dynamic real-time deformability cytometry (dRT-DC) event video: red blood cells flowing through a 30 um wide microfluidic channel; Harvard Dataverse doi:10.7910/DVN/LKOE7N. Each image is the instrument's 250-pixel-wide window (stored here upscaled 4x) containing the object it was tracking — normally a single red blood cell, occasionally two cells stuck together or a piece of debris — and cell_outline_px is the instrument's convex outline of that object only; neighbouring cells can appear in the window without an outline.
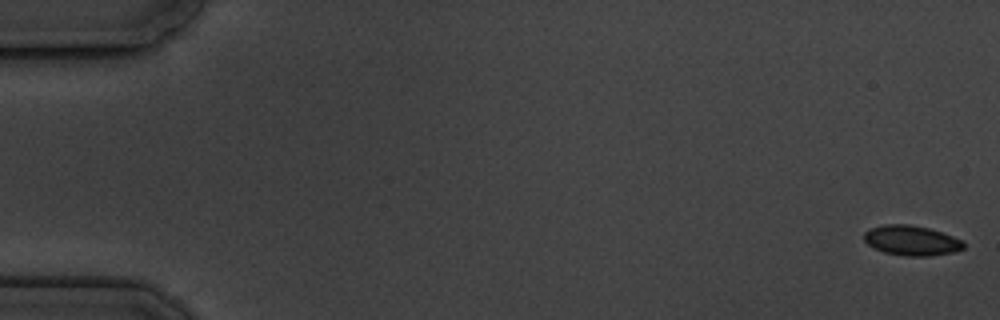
{"species": "common noctule bat (a hibernating species)", "species_latin": "Nyctalus noctula", "temperature_condition": "cold", "stored_images_in_passage": 17, "camera_frame_rate_fps": 3000, "um_per_image_px": 0.085, "animal": {"sex": "male", "body_mass_g": 19.5, "forearm_length_mm": 54.6}, "frame": {"image": 1, "passage_image": 1, "time_ms": 0.0, "image_size_px": [1000, 320], "cell_outline_px": [[964, 248], [952, 252], [928, 256], [904, 256], [884, 252], [872, 248], [864, 240], [864, 232], [872, 228], [884, 224], [908, 224], [928, 228], [952, 236], [960, 240], [964, 244]], "centroid_in_image_um": [77.43, 20.44], "position_along_channel_um": 7.6, "area_um2": 17.22}}
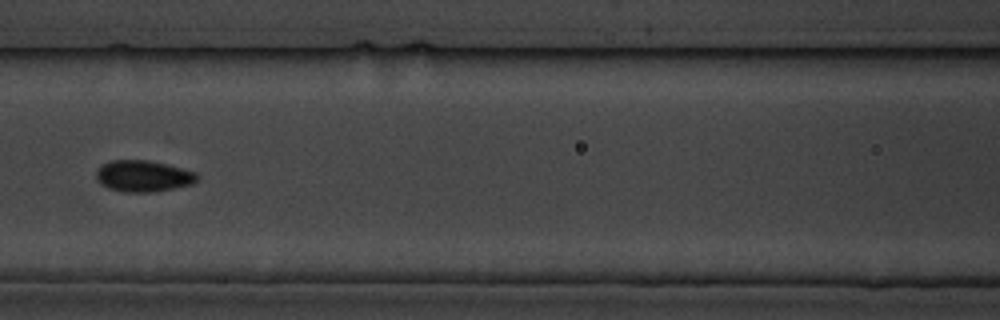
{"frame": {"image": 2, "passage_image": 8, "time_ms": 8.333, "image_size_px": [1000, 320], "cell_outline_px": [[200, 176], [192, 184], [152, 192], [124, 192], [108, 188], [100, 184], [96, 176], [96, 172], [104, 164], [112, 160], [148, 160], [196, 172]], "centroid_in_image_um": [12.17, 14.97], "position_along_channel_um": 154.4, "area_um2": 18.21}}
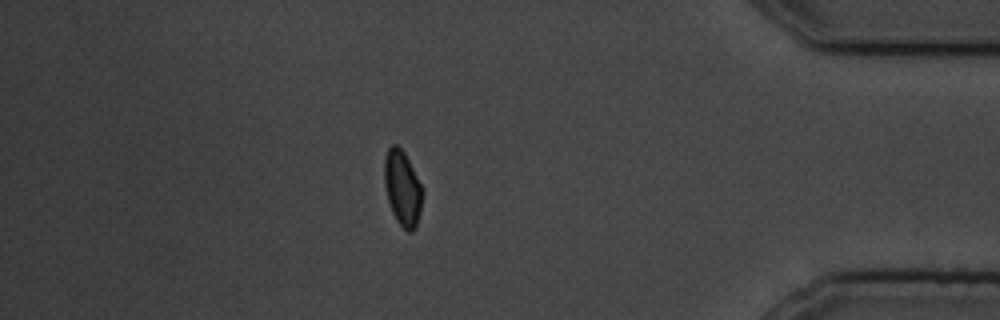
{"frame": {"image": 3, "passage_image": 15, "time_ms": 16.333, "image_size_px": [1000, 320], "cell_outline_px": [[424, 192], [420, 212], [416, 228], [412, 232], [408, 232], [396, 220], [392, 212], [388, 200], [384, 184], [384, 156], [388, 148], [392, 144], [396, 144], [404, 152], [424, 188]], "centroid_in_image_um": [34.22, 15.99], "position_along_channel_um": 401.0, "area_um2": 16.99}, "authors_computed_cell_mechanics": {"area_um2": 17.2244, "velocity_mm_per_s": 3.5336, "shape_relaxation_time_tau1_ms": 1.035, "shape_relaxation_time_tau2_ms": 0.6526, "deformation_change_tau1": 0.0527, "deformation_change_tau2": 0.0173}}